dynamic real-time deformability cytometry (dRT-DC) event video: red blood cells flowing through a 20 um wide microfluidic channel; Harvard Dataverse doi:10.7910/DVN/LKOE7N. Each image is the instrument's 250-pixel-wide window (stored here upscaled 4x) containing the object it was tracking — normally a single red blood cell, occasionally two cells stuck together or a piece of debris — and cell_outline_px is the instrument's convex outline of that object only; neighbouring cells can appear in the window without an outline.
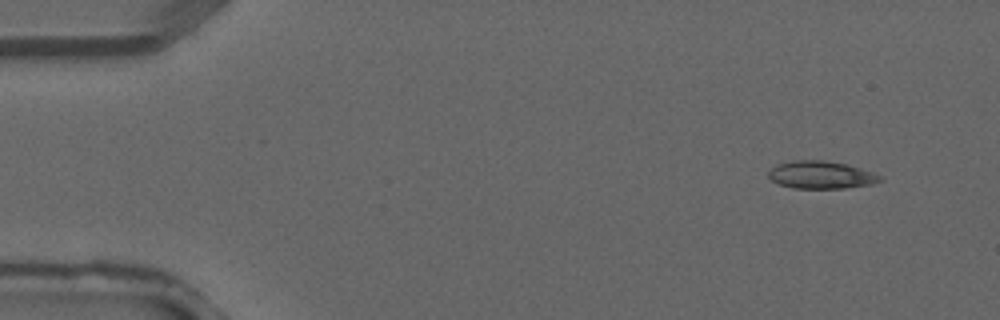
{"species": "common noctule bat (a hibernating species)", "species_latin": "Nyctalus noctula", "temperature_condition": "warm", "stored_images_in_passage": 4, "camera_frame_rate_fps": 3000, "um_per_image_px": 0.085, "animal": {"sex": "male", "forearm_length_mm": 52.5}, "frame": {"image": 1, "passage_image": 4, "time_ms": 1.0, "image_size_px": [1000, 320], "cell_outline_px": [[884, 180], [872, 184], [844, 188], [792, 188], [780, 184], [772, 180], [768, 176], [768, 172], [772, 168], [780, 164], [796, 160], [824, 160], [844, 164], [872, 172], [880, 176]], "centroid_in_image_um": [69.79, 14.87], "position_along_channel_um": 15.2, "area_um2": 17.63}}